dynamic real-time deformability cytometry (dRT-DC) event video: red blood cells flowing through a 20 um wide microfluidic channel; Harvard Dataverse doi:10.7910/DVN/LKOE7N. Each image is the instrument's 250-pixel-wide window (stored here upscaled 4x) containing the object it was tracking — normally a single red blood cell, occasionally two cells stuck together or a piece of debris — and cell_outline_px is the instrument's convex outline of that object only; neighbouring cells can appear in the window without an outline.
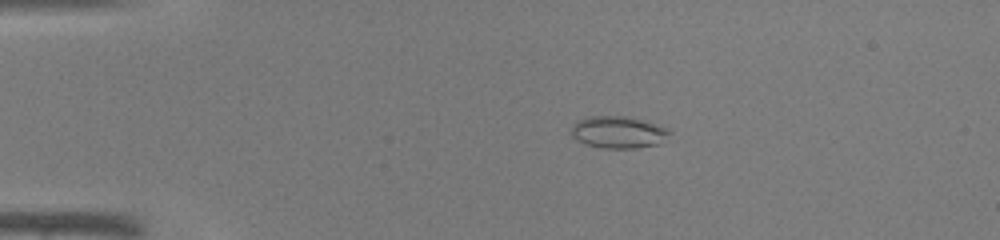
{"species": "common noctule bat (a hibernating species)", "species_latin": "Nyctalus noctula", "temperature_condition": "warm", "stored_images_in_passage": 43, "camera_frame_rate_fps": 3000, "um_per_image_px": 0.085, "animal": {"sex": "male", "body_mass_g": 19.0, "forearm_length_mm": 50.8}, "frame": {"image": 1, "passage_image": 8, "time_ms": 2.333, "image_size_px": [1000, 240], "cell_outline_px": [[672, 132], [656, 144], [636, 148], [600, 148], [584, 144], [576, 140], [572, 136], [572, 128], [576, 120], [588, 116], [628, 116], [668, 128]], "centroid_in_image_um": [52.5, 11.23], "position_along_channel_um": 32.5, "area_um2": 18.26}}
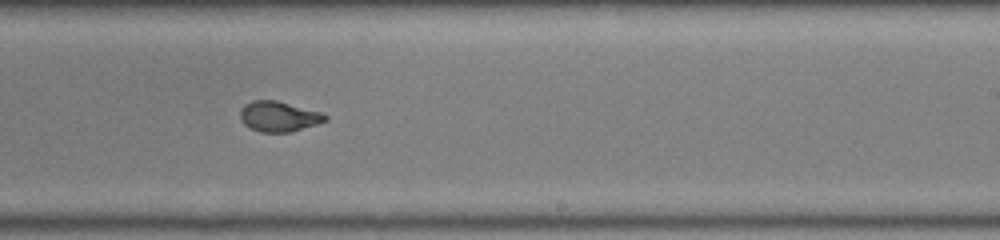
{"frame": {"image": 2, "passage_image": 27, "time_ms": 8.667, "image_size_px": [1000, 240], "cell_outline_px": [[328, 120], [292, 132], [260, 132], [244, 124], [240, 120], [240, 108], [244, 104], [252, 100], [276, 100], [320, 112], [328, 116]], "centroid_in_image_um": [23.67, 9.89], "position_along_channel_um": 265.3, "area_um2": 15.03}}
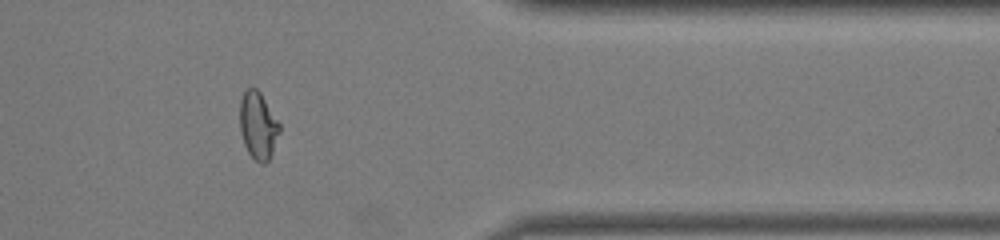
{"frame": {"image": 3, "passage_image": 36, "time_ms": 11.667, "image_size_px": [1000, 240], "cell_outline_px": [[280, 132], [272, 152], [268, 160], [264, 164], [260, 164], [248, 152], [244, 144], [240, 132], [240, 100], [244, 92], [248, 88], [256, 88], [260, 92], [280, 124]], "centroid_in_image_um": [21.93, 10.67], "position_along_channel_um": 389.5, "area_um2": 15.43}}